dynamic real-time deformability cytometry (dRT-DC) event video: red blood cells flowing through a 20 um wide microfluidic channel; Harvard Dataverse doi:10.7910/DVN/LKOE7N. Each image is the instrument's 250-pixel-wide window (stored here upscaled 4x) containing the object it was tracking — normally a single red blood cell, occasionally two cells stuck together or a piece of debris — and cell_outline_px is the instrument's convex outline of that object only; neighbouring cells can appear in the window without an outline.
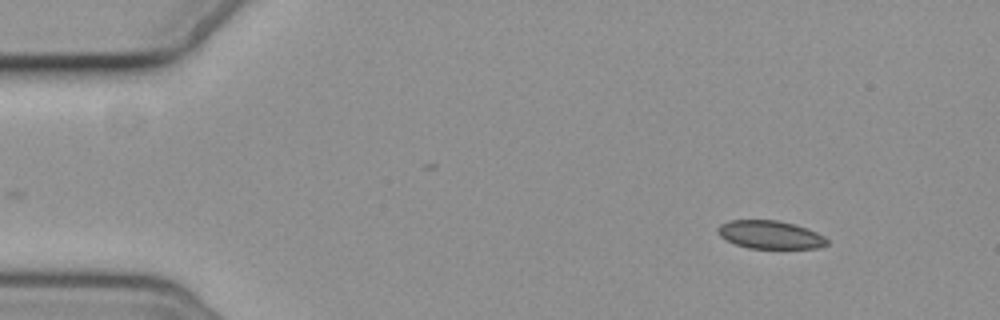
{"species": "common noctule bat (a hibernating species)", "species_latin": "Nyctalus noctula", "temperature_condition": "cold", "stored_images_in_passage": 5, "camera_frame_rate_fps": 3000, "um_per_image_px": 0.085, "animal": {"sex": "female", "body_mass_g": 19.3, "forearm_length_mm": 54.1}, "frame": {"image": 1, "passage_image": 1, "time_ms": 0.0, "image_size_px": [1000, 320], "cell_outline_px": [[828, 244], [820, 248], [748, 248], [736, 244], [720, 236], [716, 232], [716, 228], [720, 224], [728, 220], [776, 220], [796, 224], [808, 228], [824, 236], [828, 240]], "centroid_in_image_um": [65.46, 19.94], "position_along_channel_um": 19.5, "area_um2": 18.03}}
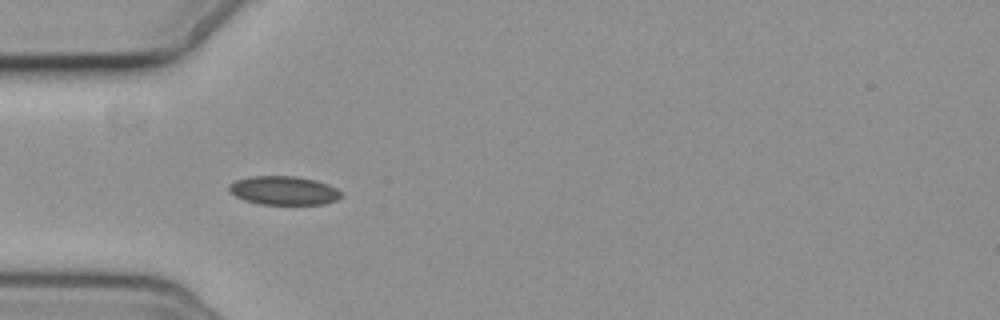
{"frame": {"image": 2, "passage_image": 4, "time_ms": 3.667, "image_size_px": [1000, 320], "cell_outline_px": [[340, 196], [336, 200], [324, 204], [260, 204], [244, 200], [236, 196], [228, 188], [228, 184], [236, 180], [248, 176], [296, 176], [316, 180], [328, 184], [336, 188], [340, 192]], "centroid_in_image_um": [24.1, 16.18], "position_along_channel_um": 60.9, "area_um2": 18.73}}
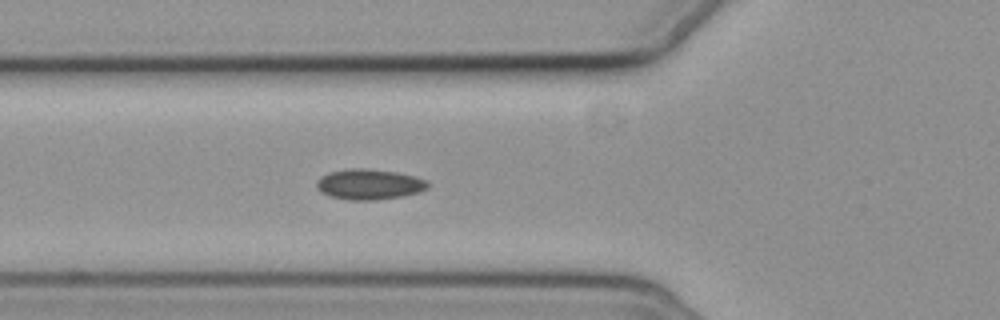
{"frame": {"image": 3, "passage_image": 5, "time_ms": 4.667, "image_size_px": [1000, 320], "cell_outline_px": [[428, 188], [420, 192], [404, 196], [376, 200], [348, 200], [332, 196], [320, 192], [316, 188], [316, 180], [320, 176], [328, 172], [348, 168], [364, 168], [396, 172], [428, 180]], "centroid_in_image_um": [31.36, 15.66], "position_along_channel_um": 94.4, "area_um2": 19.94}}